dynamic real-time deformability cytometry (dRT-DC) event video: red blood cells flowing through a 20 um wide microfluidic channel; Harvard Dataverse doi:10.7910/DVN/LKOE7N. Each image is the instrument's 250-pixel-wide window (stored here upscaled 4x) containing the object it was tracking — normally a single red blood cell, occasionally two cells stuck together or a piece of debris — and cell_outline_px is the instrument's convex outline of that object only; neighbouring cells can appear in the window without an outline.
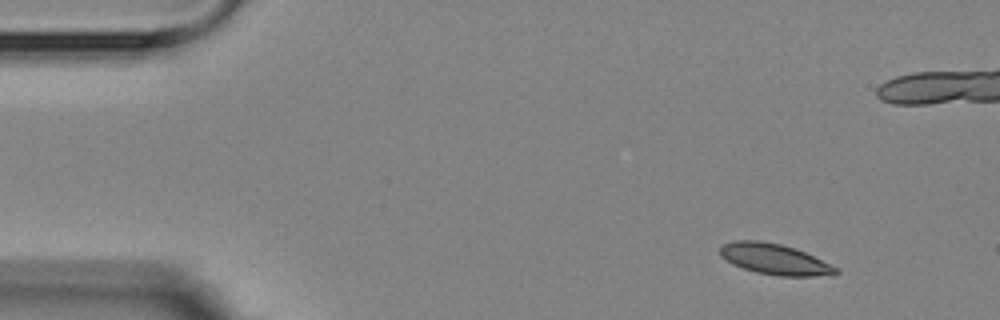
{"species": "Egyptian fruit bat (a non-hibernating species)", "species_latin": "Rousettus aegyptiacus", "temperature_condition": "room temperature", "stored_images_in_passage": 4, "camera_frame_rate_fps": 3000, "um_per_image_px": 0.085, "animal": {"sex": "female"}, "frame": {"image": 1, "passage_image": 1, "time_ms": 0.0, "image_size_px": [1000, 320], "cell_outline_px": [[840, 272], [816, 276], [780, 276], [756, 272], [732, 264], [720, 256], [720, 248], [724, 244], [736, 240], [760, 240], [780, 244], [796, 248], [840, 268]], "centroid_in_image_um": [65.85, 22.02], "position_along_channel_um": 19.2, "area_um2": 20.69}}